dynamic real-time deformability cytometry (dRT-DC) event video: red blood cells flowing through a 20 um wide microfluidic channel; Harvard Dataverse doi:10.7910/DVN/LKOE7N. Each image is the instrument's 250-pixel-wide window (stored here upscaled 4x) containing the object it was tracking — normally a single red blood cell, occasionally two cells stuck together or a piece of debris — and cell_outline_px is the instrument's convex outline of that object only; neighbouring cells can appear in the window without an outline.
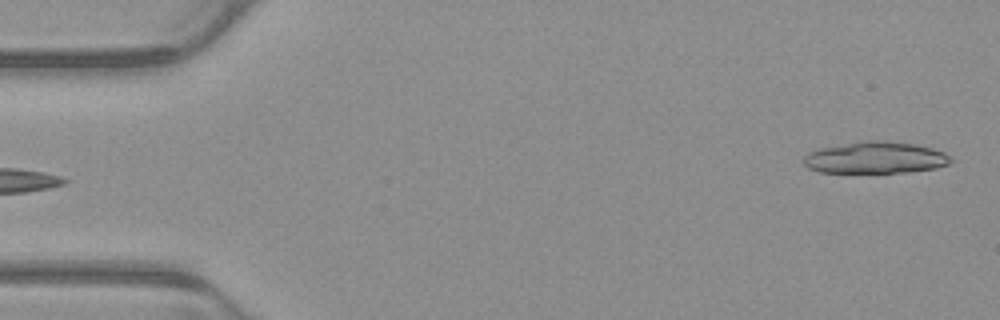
{"species": "common noctule bat (a hibernating species)", "species_latin": "Nyctalus noctula", "temperature_condition": "warm", "stored_images_in_passage": 4, "segment_of_instrument_passage": [2, 2], "camera_frame_rate_fps": 3000, "um_per_image_px": 0.085, "animal": {"sex": "male", "body_mass_g": 23.1, "forearm_length_mm": 52.7}, "frame": {"image": 1, "passage_image": 4, "time_ms": 1.0, "image_size_px": [1000, 320], "cell_outline_px": [[952, 160], [948, 164], [936, 168], [908, 172], [820, 172], [808, 168], [804, 164], [804, 156], [808, 152], [820, 148], [860, 140], [884, 140], [912, 144], [932, 148], [944, 152], [952, 156]], "centroid_in_image_um": [74.41, 13.39], "position_along_channel_um": 10.6, "area_um2": 27.28}}